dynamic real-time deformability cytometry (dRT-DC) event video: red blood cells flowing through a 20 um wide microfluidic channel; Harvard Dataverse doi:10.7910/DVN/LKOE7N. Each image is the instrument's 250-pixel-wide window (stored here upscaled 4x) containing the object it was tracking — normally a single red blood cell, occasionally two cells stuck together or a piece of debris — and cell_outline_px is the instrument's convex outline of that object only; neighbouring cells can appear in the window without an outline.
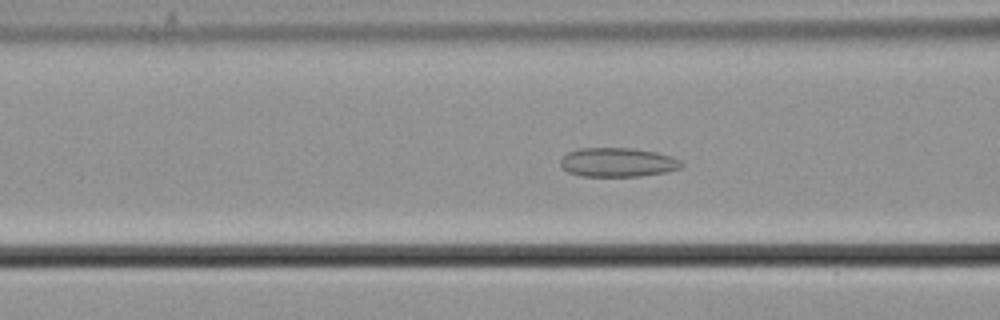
{"species": "common noctule bat (a hibernating species)", "species_latin": "Nyctalus noctula", "temperature_condition": "cold", "stored_images_in_passage": 51, "camera_frame_rate_fps": 3000, "um_per_image_px": 0.085, "animal": {"sex": "male", "body_mass_g": 21.5, "forearm_length_mm": 52.0}, "frame": {"image": 1, "passage_image": 21, "time_ms": 6.667, "image_size_px": [1000, 320], "cell_outline_px": [[684, 164], [680, 168], [664, 172], [640, 176], [580, 176], [568, 172], [560, 168], [560, 160], [568, 152], [580, 148], [632, 148], [656, 152], [672, 156], [680, 160]], "centroid_in_image_um": [52.48, 13.8], "position_along_channel_um": 114.1, "area_um2": 20.58}}
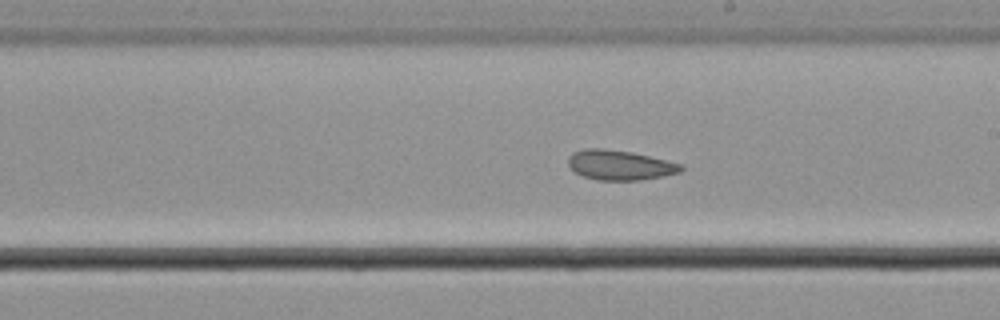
{"frame": {"image": 2, "passage_image": 31, "time_ms": 10.0, "image_size_px": [1000, 320], "cell_outline_px": [[684, 168], [680, 172], [640, 180], [596, 180], [572, 172], [568, 164], [568, 156], [572, 152], [584, 148], [600, 148], [632, 152], [680, 164]], "centroid_in_image_um": [52.6, 14.03], "position_along_channel_um": 236.4, "area_um2": 19.54}}
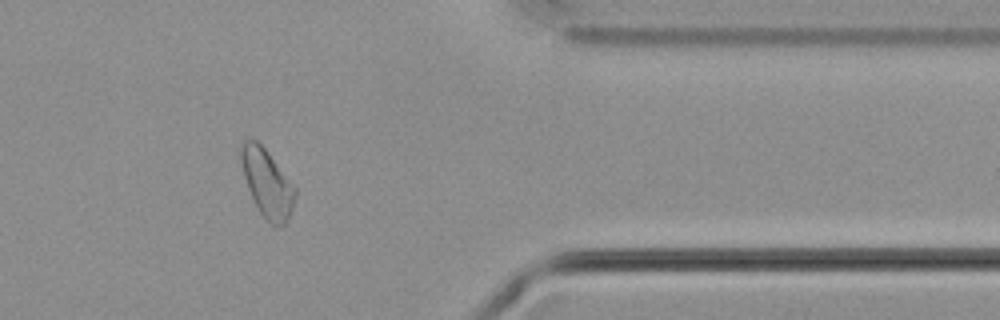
{"frame": {"image": 3, "passage_image": 45, "time_ms": 14.667, "image_size_px": [1000, 320], "cell_outline_px": [[296, 196], [288, 220], [284, 224], [276, 228], [260, 212], [248, 188], [244, 176], [240, 156], [240, 148], [244, 140], [256, 140], [268, 152], [296, 188]], "centroid_in_image_um": [22.72, 15.57], "position_along_channel_um": 388.7, "area_um2": 20.98}, "authors_computed_cell_mechanics": {"area_um2": 20.9814, "velocity_mm_per_s": 3.6729, "shape_relaxation_time_tau1_ms": null, "shape_relaxation_time_tau2_ms": 1.7341, "deformation_change_tau1": null, "deformation_change_tau2": 0.0645}}